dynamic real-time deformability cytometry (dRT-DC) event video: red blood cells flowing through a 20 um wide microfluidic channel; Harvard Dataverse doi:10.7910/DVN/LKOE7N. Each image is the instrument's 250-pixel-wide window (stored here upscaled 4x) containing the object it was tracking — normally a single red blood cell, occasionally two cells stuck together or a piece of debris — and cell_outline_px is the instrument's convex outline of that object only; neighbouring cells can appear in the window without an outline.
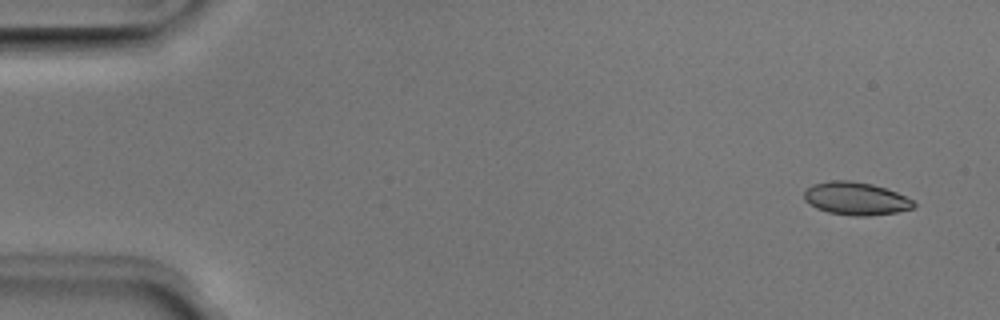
{"species": "Egyptian fruit bat (a non-hibernating species)", "species_latin": "Rousettus aegyptiacus", "temperature_condition": "room temperature", "stored_images_in_passage": 50, "camera_frame_rate_fps": 3000, "um_per_image_px": 0.085, "animal": {"sex": "male"}, "frame": {"image": 1, "passage_image": 2, "time_ms": 0.333, "image_size_px": [1000, 320], "cell_outline_px": [[916, 204], [912, 208], [896, 212], [868, 216], [852, 216], [828, 212], [816, 208], [808, 204], [804, 200], [804, 192], [812, 184], [828, 180], [852, 180], [872, 184], [896, 192], [912, 200]], "centroid_in_image_um": [72.7, 16.87], "position_along_channel_um": 12.3, "area_um2": 21.04}}
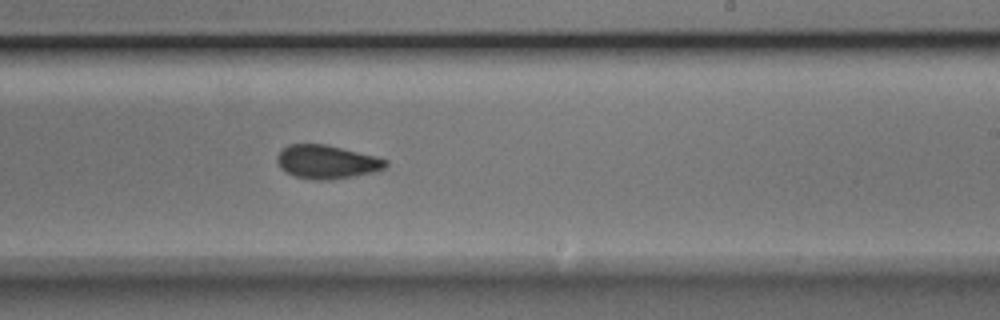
{"frame": {"image": 2, "passage_image": 30, "time_ms": 9.667, "image_size_px": [1000, 320], "cell_outline_px": [[388, 164], [384, 168], [372, 172], [332, 180], [312, 180], [296, 176], [284, 172], [280, 168], [276, 160], [276, 156], [288, 144], [324, 144], [376, 156], [388, 160]], "centroid_in_image_um": [27.75, 13.77], "position_along_channel_um": 261.3, "area_um2": 21.21}}
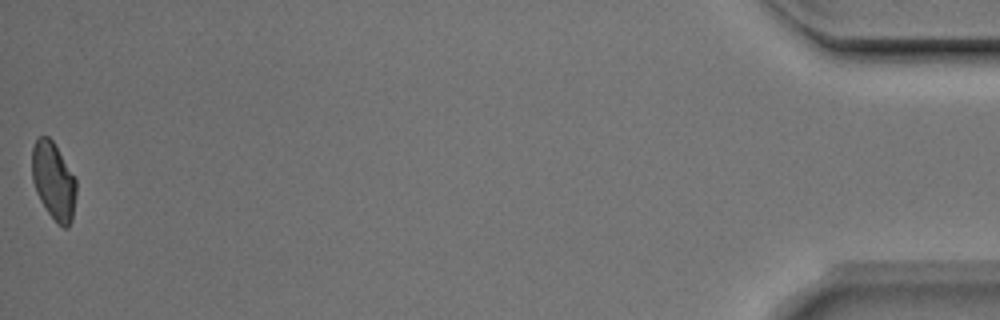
{"frame": {"image": 3, "passage_image": 50, "time_ms": 16.333, "image_size_px": [1000, 320], "cell_outline_px": [[76, 192], [72, 220], [68, 228], [64, 228], [56, 224], [40, 200], [36, 192], [32, 180], [32, 148], [36, 140], [40, 136], [48, 136], [52, 140], [76, 180]], "centroid_in_image_um": [4.54, 15.42], "position_along_channel_um": 430.7, "area_um2": 19.88}, "authors_computed_cell_mechanics": {"area_um2": 21.0681, "velocity_mm_per_s": 3.9829, "shape_relaxation_time_tau1_ms": 6.2104, "shape_relaxation_time_tau2_ms": 2.0136, "deformation_change_tau1": 0.161, "deformation_change_tau2": 0.0697}}